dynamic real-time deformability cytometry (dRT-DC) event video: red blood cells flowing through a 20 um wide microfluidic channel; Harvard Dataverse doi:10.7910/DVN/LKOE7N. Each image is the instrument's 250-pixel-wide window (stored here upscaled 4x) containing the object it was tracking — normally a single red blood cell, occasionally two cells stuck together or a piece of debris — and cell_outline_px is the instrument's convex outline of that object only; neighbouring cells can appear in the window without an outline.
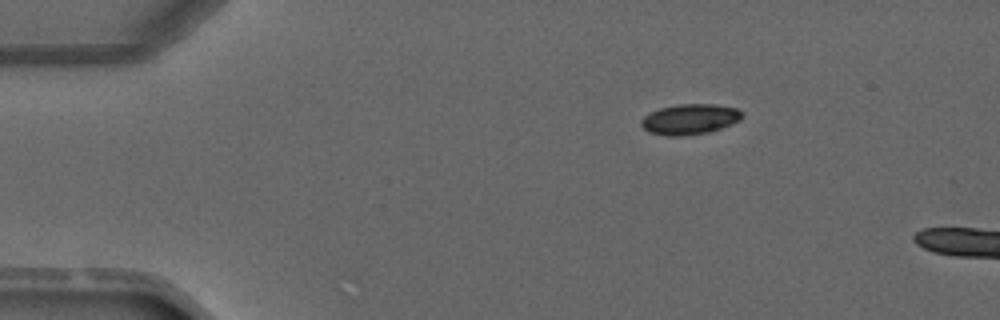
{"species": "common noctule bat (a hibernating species)", "species_latin": "Nyctalus noctula", "temperature_condition": "warm", "stored_images_in_passage": 3, "camera_frame_rate_fps": 3000, "um_per_image_px": 0.085, "animal": {"sex": "male", "forearm_length_mm": 52.5}, "frame": {"image": 1, "passage_image": 1, "time_ms": 0.0, "image_size_px": [1000, 320], "cell_outline_px": [[744, 116], [740, 120], [720, 128], [708, 132], [684, 136], [668, 136], [648, 132], [640, 124], [640, 120], [644, 116], [660, 108], [676, 104], [716, 104], [736, 108], [744, 112]], "centroid_in_image_um": [58.64, 10.13], "position_along_channel_um": 26.4, "area_um2": 17.98}}